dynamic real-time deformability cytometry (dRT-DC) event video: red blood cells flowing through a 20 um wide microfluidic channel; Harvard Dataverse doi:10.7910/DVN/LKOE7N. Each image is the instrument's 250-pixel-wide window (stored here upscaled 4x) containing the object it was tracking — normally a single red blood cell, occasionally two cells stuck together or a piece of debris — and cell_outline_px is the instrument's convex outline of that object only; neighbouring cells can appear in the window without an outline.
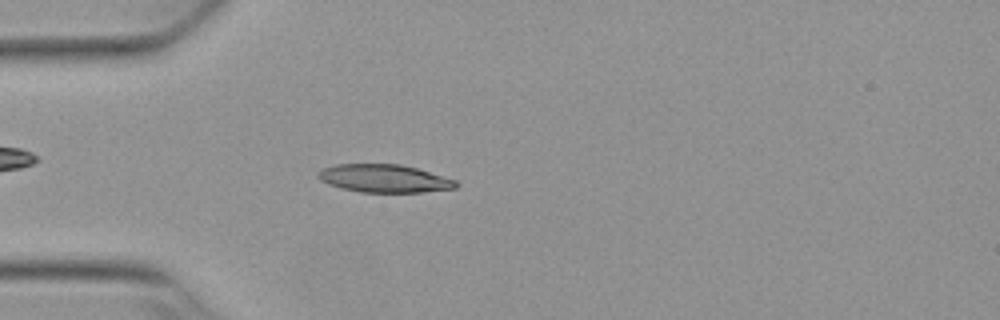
{"species": "Egyptian fruit bat (a non-hibernating species)", "species_latin": "Rousettus aegyptiacus", "temperature_condition": "warm", "stored_images_in_passage": 51, "camera_frame_rate_fps": 3000, "um_per_image_px": 0.085, "animal": {"sex": "female"}, "frame": {"image": 1, "passage_image": 13, "time_ms": 4.0, "image_size_px": [1000, 320], "cell_outline_px": [[460, 184], [456, 188], [420, 192], [360, 192], [340, 188], [328, 184], [320, 180], [316, 176], [316, 172], [324, 168], [336, 164], [400, 164], [416, 168], [456, 180]], "centroid_in_image_um": [32.63, 15.17], "position_along_channel_um": 52.4, "area_um2": 22.48}}
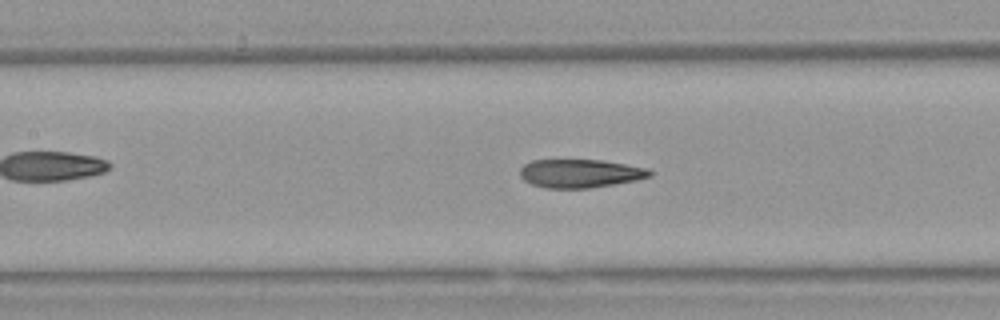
{"frame": {"image": 2, "passage_image": 22, "time_ms": 7.0, "image_size_px": [1000, 320], "cell_outline_px": [[652, 176], [636, 180], [588, 188], [544, 188], [532, 184], [524, 180], [520, 176], [520, 168], [524, 164], [532, 160], [600, 160], [648, 168], [652, 172]], "centroid_in_image_um": [49.29, 14.74], "position_along_channel_um": 158.1, "area_um2": 21.39}}
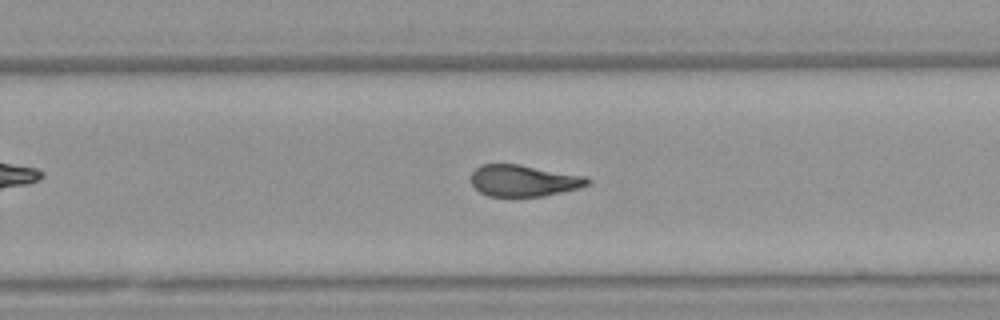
{"frame": {"image": 3, "passage_image": 32, "time_ms": 10.333, "image_size_px": [1000, 320], "cell_outline_px": [[592, 180], [588, 184], [580, 188], [544, 196], [488, 196], [480, 192], [472, 184], [472, 172], [480, 164], [520, 164], [588, 176]], "centroid_in_image_um": [44.56, 15.34], "position_along_channel_um": 285.2, "area_um2": 21.56}, "authors_computed_cell_mechanics": {"area_um2": 22.0218, "velocity_mm_per_s": 3.8346, "shape_relaxation_time_tau1_ms": 7.9132, "shape_relaxation_time_tau2_ms": 2.0682, "deformation_change_tau1": 0.2419, "deformation_change_tau2": 0.094}}